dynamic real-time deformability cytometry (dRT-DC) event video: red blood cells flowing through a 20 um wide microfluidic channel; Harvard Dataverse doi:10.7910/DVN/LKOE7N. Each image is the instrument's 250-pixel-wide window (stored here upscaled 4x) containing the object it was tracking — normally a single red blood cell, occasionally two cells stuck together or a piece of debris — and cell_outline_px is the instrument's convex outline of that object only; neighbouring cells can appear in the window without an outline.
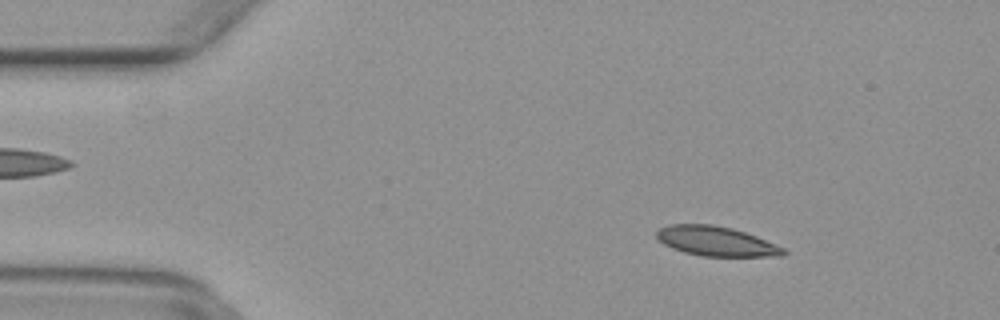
{"species": "common noctule bat (a hibernating species)", "species_latin": "Nyctalus noctula", "temperature_condition": "warm", "stored_images_in_passage": 46, "camera_frame_rate_fps": 3000, "um_per_image_px": 0.085, "animal": {"sex": "female", "body_mass_g": 29.2, "forearm_length_mm": 56.3}, "frame": {"image": 1, "passage_image": 4, "time_ms": 1.0, "image_size_px": [1000, 320], "cell_outline_px": [[788, 252], [784, 256], [700, 256], [684, 252], [672, 248], [664, 244], [656, 236], [656, 232], [660, 228], [668, 224], [712, 224], [732, 228], [756, 236], [776, 244], [784, 248]], "centroid_in_image_um": [60.88, 20.5], "position_along_channel_um": 24.1, "area_um2": 21.91}}
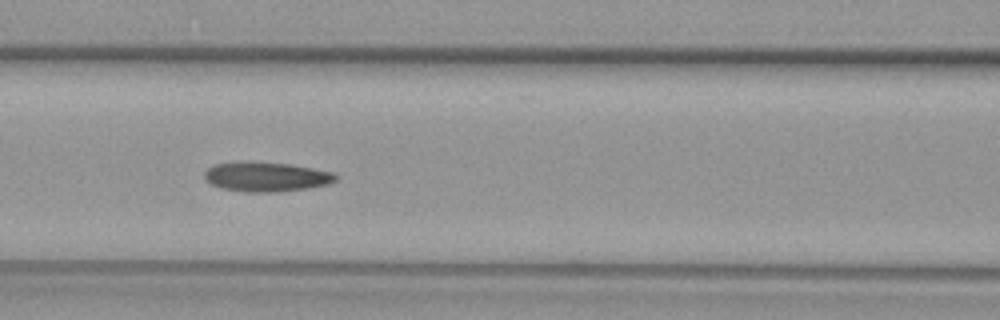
{"frame": {"image": 2, "passage_image": 18, "time_ms": 5.667, "image_size_px": [1000, 320], "cell_outline_px": [[340, 176], [336, 180], [328, 184], [308, 188], [276, 192], [248, 192], [220, 188], [204, 180], [204, 172], [212, 164], [292, 164], [332, 172]], "centroid_in_image_um": [22.67, 15.07], "position_along_channel_um": 143.9, "area_um2": 21.91}}
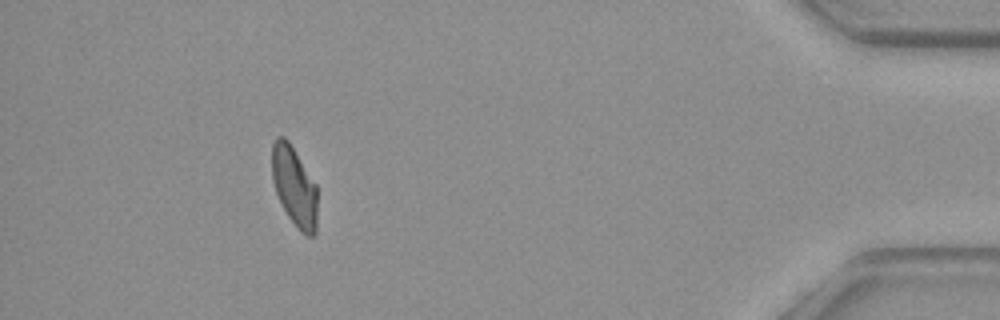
{"frame": {"image": 3, "passage_image": 42, "time_ms": 13.667, "image_size_px": [1000, 320], "cell_outline_px": [[316, 236], [308, 236], [300, 232], [288, 216], [276, 192], [272, 180], [272, 144], [276, 136], [284, 136], [288, 140], [316, 184]], "centroid_in_image_um": [25.01, 15.84], "position_along_channel_um": 410.2, "area_um2": 20.98}}